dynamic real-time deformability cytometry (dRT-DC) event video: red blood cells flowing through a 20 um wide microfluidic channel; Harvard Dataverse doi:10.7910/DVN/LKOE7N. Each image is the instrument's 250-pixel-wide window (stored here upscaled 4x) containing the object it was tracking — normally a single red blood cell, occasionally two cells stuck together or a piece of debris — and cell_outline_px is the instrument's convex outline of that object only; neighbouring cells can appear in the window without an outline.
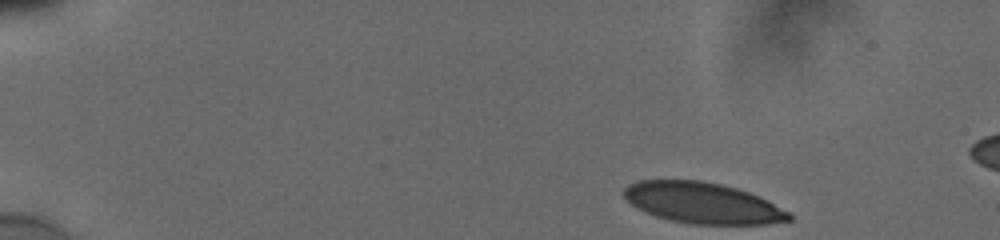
{"species": "human", "species_latin": "Homo sapiens", "temperature_condition": "cold", "stored_images_in_passage": 12, "camera_frame_rate_fps": 3000, "um_per_image_px": 0.085, "donor": {"sex": "male"}, "frame": {"image": 1, "passage_image": 1, "time_ms": 0.0, "image_size_px": [1000, 240], "cell_outline_px": [[792, 220], [768, 224], [692, 224], [672, 220], [656, 216], [644, 212], [632, 204], [624, 196], [624, 188], [628, 184], [640, 180], [700, 180], [720, 184], [736, 188], [748, 192], [788, 212], [792, 216]], "centroid_in_image_um": [59.68, 17.25], "position_along_channel_um": 25.3, "area_um2": 38.9}}